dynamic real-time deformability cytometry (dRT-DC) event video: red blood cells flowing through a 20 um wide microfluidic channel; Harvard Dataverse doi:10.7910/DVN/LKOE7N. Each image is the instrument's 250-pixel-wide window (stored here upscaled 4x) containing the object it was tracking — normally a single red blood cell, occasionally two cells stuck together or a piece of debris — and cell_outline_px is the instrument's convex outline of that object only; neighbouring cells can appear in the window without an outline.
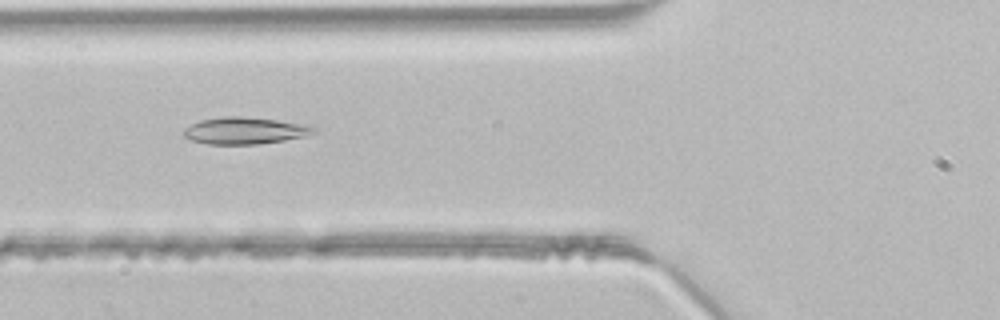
{"species": "common noctule bat (a hibernating species)", "species_latin": "Nyctalus noctula", "temperature_condition": "room temperature", "stored_images_in_passage": 42, "camera_frame_rate_fps": 3000, "um_per_image_px": 0.085, "animal": {"sex": "male", "body_mass_g": 21.5, "forearm_length_mm": 52.0}, "frame": {"image": 1, "passage_image": 16, "time_ms": 5.0, "image_size_px": [1000, 320], "cell_outline_px": [[316, 132], [304, 136], [284, 140], [256, 144], [208, 144], [192, 140], [184, 136], [184, 128], [200, 120], [224, 116], [240, 116], [276, 120], [316, 128]], "centroid_in_image_um": [20.74, 11.11], "position_along_channel_um": 105.1, "area_um2": 19.88}}
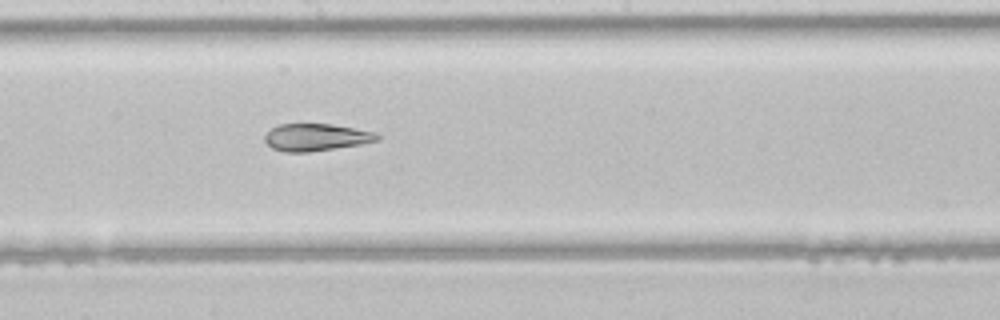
{"frame": {"image": 2, "passage_image": 24, "time_ms": 7.667, "image_size_px": [1000, 320], "cell_outline_px": [[380, 140], [360, 144], [308, 152], [284, 152], [272, 148], [264, 140], [264, 136], [272, 128], [280, 124], [332, 124], [376, 132], [380, 136]], "centroid_in_image_um": [26.87, 11.66], "position_along_channel_um": 221.3, "area_um2": 17.74}}
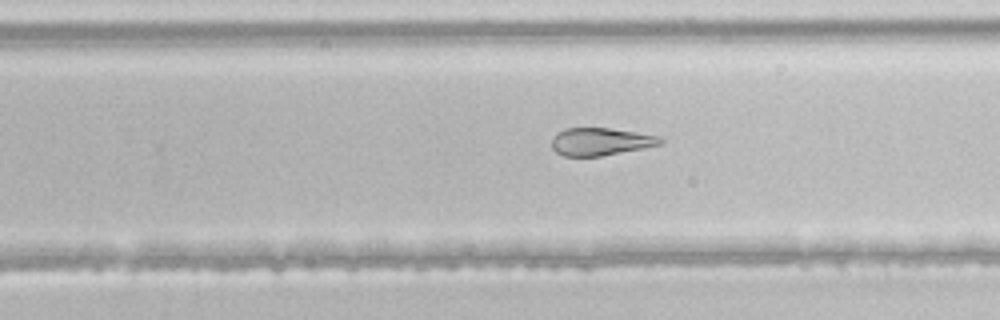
{"frame": {"image": 3, "passage_image": 28, "time_ms": 9.0, "image_size_px": [1000, 320], "cell_outline_px": [[664, 140], [660, 144], [644, 148], [600, 156], [564, 156], [556, 152], [552, 148], [552, 140], [556, 132], [564, 128], [608, 128], [636, 132], [660, 136]], "centroid_in_image_um": [51.03, 12.03], "position_along_channel_um": 278.8, "area_um2": 17.46}}